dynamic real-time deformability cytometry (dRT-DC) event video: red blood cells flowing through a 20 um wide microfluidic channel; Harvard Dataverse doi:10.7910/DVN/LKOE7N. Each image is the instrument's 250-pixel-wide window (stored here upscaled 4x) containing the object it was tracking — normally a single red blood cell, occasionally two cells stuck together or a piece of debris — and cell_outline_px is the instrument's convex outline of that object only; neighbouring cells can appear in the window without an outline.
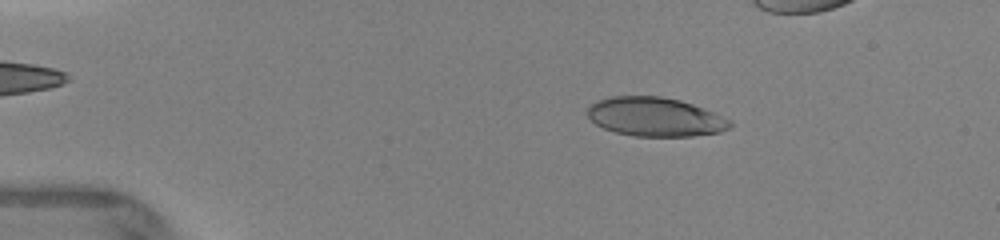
{"species": "human", "species_latin": "Homo sapiens", "temperature_condition": "warm", "stored_images_in_passage": 7, "camera_frame_rate_fps": 3000, "um_per_image_px": 0.085, "donor": {"sex": "female"}, "frame": {"image": 1, "passage_image": 5, "time_ms": 1.667, "image_size_px": [1000, 240], "cell_outline_px": [[732, 124], [728, 128], [720, 132], [692, 136], [632, 136], [616, 132], [604, 128], [596, 124], [588, 116], [588, 108], [592, 104], [600, 100], [612, 96], [660, 96], [680, 100], [704, 108], [732, 120]], "centroid_in_image_um": [55.72, 9.94], "position_along_channel_um": 29.3, "area_um2": 32.19}}